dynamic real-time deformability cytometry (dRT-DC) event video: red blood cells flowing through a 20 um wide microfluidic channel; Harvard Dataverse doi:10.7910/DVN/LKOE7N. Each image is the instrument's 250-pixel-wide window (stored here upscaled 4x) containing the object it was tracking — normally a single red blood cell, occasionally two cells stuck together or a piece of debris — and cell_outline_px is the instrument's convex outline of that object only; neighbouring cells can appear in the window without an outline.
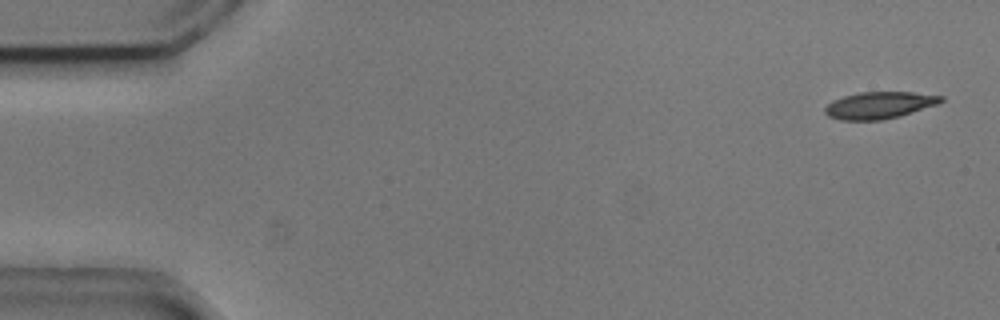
{"species": "common noctule bat (a hibernating species)", "species_latin": "Nyctalus noctula", "temperature_condition": "cold", "stored_images_in_passage": 7, "camera_frame_rate_fps": 3000, "um_per_image_px": 0.085, "animal": {"sex": "male", "body_mass_g": 20.5, "forearm_length_mm": 52.5}, "frame": {"image": 1, "passage_image": 1, "time_ms": 0.0, "image_size_px": [1000, 320], "cell_outline_px": [[944, 100], [940, 104], [900, 116], [880, 120], [840, 120], [828, 116], [824, 112], [824, 108], [832, 100], [844, 96], [860, 92], [912, 92], [944, 96]], "centroid_in_image_um": [74.77, 8.94], "position_along_channel_um": 10.2, "area_um2": 18.32}}
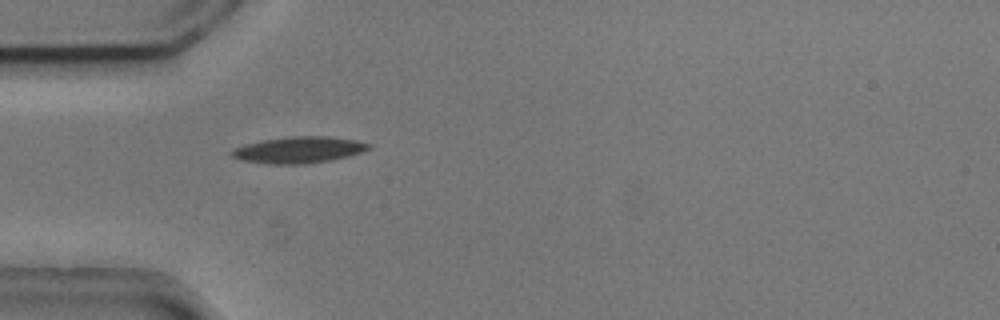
{"frame": {"image": 2, "passage_image": 5, "time_ms": 1.333, "image_size_px": [1000, 320], "cell_outline_px": [[372, 148], [348, 156], [332, 160], [304, 164], [268, 164], [240, 160], [232, 156], [232, 148], [244, 144], [264, 140], [288, 136], [328, 136], [356, 140], [372, 144]], "centroid_in_image_um": [25.4, 12.74], "position_along_channel_um": 59.6, "area_um2": 21.21}}
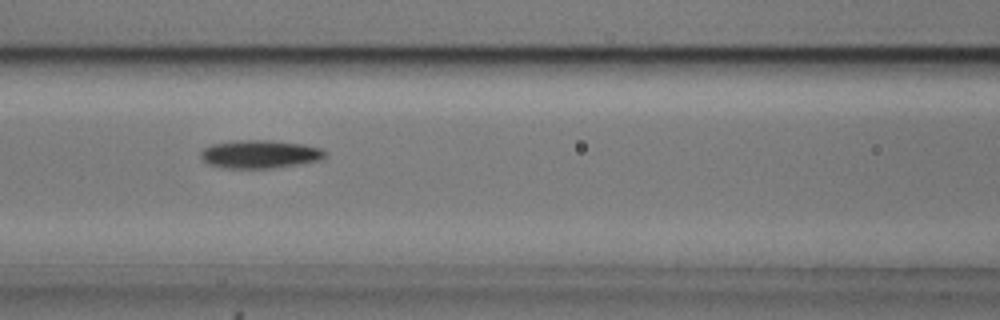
{"frame": {"image": 3, "passage_image": 7, "time_ms": 2.0, "image_size_px": [1000, 320], "cell_outline_px": [[328, 156], [320, 160], [272, 168], [224, 168], [208, 164], [200, 156], [200, 152], [204, 148], [212, 144], [236, 140], [272, 140], [304, 144], [320, 148], [328, 152]], "centroid_in_image_um": [22.11, 13.09], "position_along_channel_um": 144.5, "area_um2": 20.52}}